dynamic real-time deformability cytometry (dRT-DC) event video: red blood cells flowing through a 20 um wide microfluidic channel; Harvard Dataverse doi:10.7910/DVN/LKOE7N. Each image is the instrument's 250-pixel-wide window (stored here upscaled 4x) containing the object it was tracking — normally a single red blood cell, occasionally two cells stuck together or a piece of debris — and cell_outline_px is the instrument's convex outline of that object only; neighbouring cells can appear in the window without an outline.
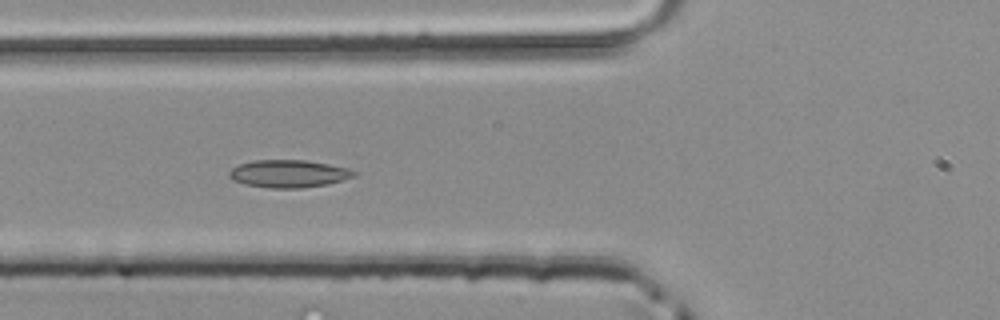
{"species": "common noctule bat (a hibernating species)", "species_latin": "Nyctalus noctula", "temperature_condition": "room temperature", "stored_images_in_passage": 32, "camera_frame_rate_fps": 3000, "um_per_image_px": 0.085, "animal": {"sex": "male", "body_mass_g": 20.4}, "frame": {"image": 1, "passage_image": 5, "time_ms": 1.333, "image_size_px": [1000, 320], "cell_outline_px": [[356, 176], [324, 184], [300, 188], [272, 188], [244, 184], [232, 180], [228, 176], [228, 172], [232, 168], [240, 164], [252, 160], [304, 160], [328, 164], [348, 168], [356, 172]], "centroid_in_image_um": [24.48, 14.76], "position_along_channel_um": 101.3, "area_um2": 19.88}}
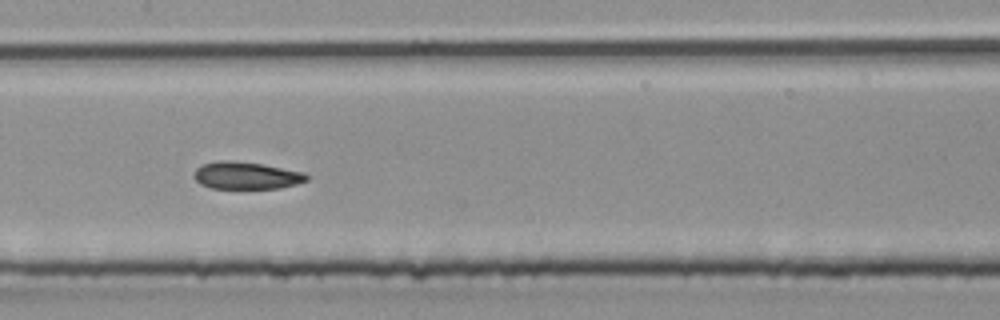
{"frame": {"image": 2, "passage_image": 11, "time_ms": 3.333, "image_size_px": [1000, 320], "cell_outline_px": [[308, 180], [296, 184], [280, 188], [212, 188], [200, 184], [192, 176], [196, 168], [204, 164], [220, 160], [228, 160], [260, 164], [304, 172], [308, 176]], "centroid_in_image_um": [20.91, 14.92], "position_along_channel_um": 186.5, "area_um2": 17.74}}
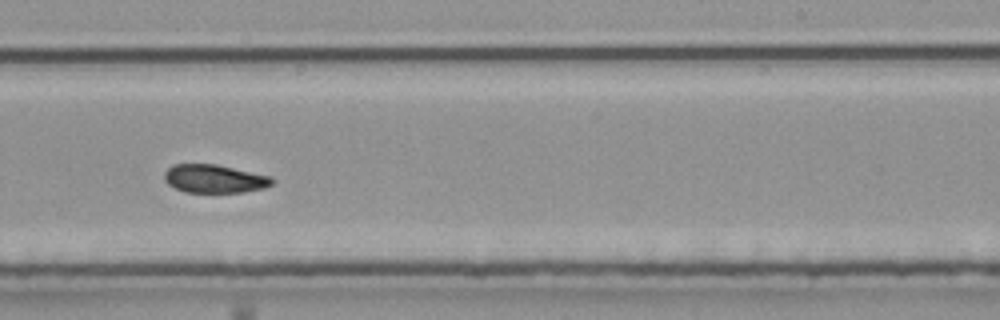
{"frame": {"image": 3, "passage_image": 17, "time_ms": 5.333, "image_size_px": [1000, 320], "cell_outline_px": [[276, 180], [272, 184], [264, 188], [240, 192], [184, 192], [168, 184], [164, 180], [164, 172], [172, 164], [216, 164], [272, 176]], "centroid_in_image_um": [18.23, 15.18], "position_along_channel_um": 270.8, "area_um2": 17.86}}